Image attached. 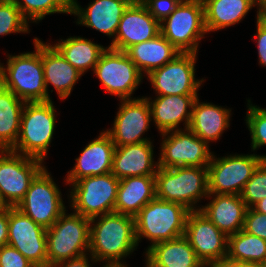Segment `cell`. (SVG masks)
<instances>
[{
	"label": "cell",
	"mask_w": 266,
	"mask_h": 267,
	"mask_svg": "<svg viewBox=\"0 0 266 267\" xmlns=\"http://www.w3.org/2000/svg\"><path fill=\"white\" fill-rule=\"evenodd\" d=\"M137 246L134 217L112 212L90 219L89 255L93 263L105 261L104 265L109 266L127 265L122 263V258Z\"/></svg>",
	"instance_id": "obj_1"
},
{
	"label": "cell",
	"mask_w": 266,
	"mask_h": 267,
	"mask_svg": "<svg viewBox=\"0 0 266 267\" xmlns=\"http://www.w3.org/2000/svg\"><path fill=\"white\" fill-rule=\"evenodd\" d=\"M35 51L8 55L0 63V84L24 102L48 101L41 58V40L34 38Z\"/></svg>",
	"instance_id": "obj_2"
},
{
	"label": "cell",
	"mask_w": 266,
	"mask_h": 267,
	"mask_svg": "<svg viewBox=\"0 0 266 267\" xmlns=\"http://www.w3.org/2000/svg\"><path fill=\"white\" fill-rule=\"evenodd\" d=\"M189 212L182 204L155 197L134 217L137 244L142 237L150 240L148 250L156 243L184 236Z\"/></svg>",
	"instance_id": "obj_3"
},
{
	"label": "cell",
	"mask_w": 266,
	"mask_h": 267,
	"mask_svg": "<svg viewBox=\"0 0 266 267\" xmlns=\"http://www.w3.org/2000/svg\"><path fill=\"white\" fill-rule=\"evenodd\" d=\"M156 197L182 204L190 211L202 198L208 197V166L159 167L155 175Z\"/></svg>",
	"instance_id": "obj_4"
},
{
	"label": "cell",
	"mask_w": 266,
	"mask_h": 267,
	"mask_svg": "<svg viewBox=\"0 0 266 267\" xmlns=\"http://www.w3.org/2000/svg\"><path fill=\"white\" fill-rule=\"evenodd\" d=\"M55 113L52 100L25 102L19 137L11 150L44 161L55 131Z\"/></svg>",
	"instance_id": "obj_5"
},
{
	"label": "cell",
	"mask_w": 266,
	"mask_h": 267,
	"mask_svg": "<svg viewBox=\"0 0 266 267\" xmlns=\"http://www.w3.org/2000/svg\"><path fill=\"white\" fill-rule=\"evenodd\" d=\"M48 267L89 254L90 219L75 212L66 214L46 230Z\"/></svg>",
	"instance_id": "obj_6"
},
{
	"label": "cell",
	"mask_w": 266,
	"mask_h": 267,
	"mask_svg": "<svg viewBox=\"0 0 266 267\" xmlns=\"http://www.w3.org/2000/svg\"><path fill=\"white\" fill-rule=\"evenodd\" d=\"M160 33L180 53H198L199 42L207 33L202 0H182L160 22Z\"/></svg>",
	"instance_id": "obj_7"
},
{
	"label": "cell",
	"mask_w": 266,
	"mask_h": 267,
	"mask_svg": "<svg viewBox=\"0 0 266 267\" xmlns=\"http://www.w3.org/2000/svg\"><path fill=\"white\" fill-rule=\"evenodd\" d=\"M119 179L110 173L88 176L72 183L71 208L86 218L114 212Z\"/></svg>",
	"instance_id": "obj_8"
},
{
	"label": "cell",
	"mask_w": 266,
	"mask_h": 267,
	"mask_svg": "<svg viewBox=\"0 0 266 267\" xmlns=\"http://www.w3.org/2000/svg\"><path fill=\"white\" fill-rule=\"evenodd\" d=\"M266 155L245 154L216 158L212 154L208 165V194L240 195L244 185Z\"/></svg>",
	"instance_id": "obj_9"
},
{
	"label": "cell",
	"mask_w": 266,
	"mask_h": 267,
	"mask_svg": "<svg viewBox=\"0 0 266 267\" xmlns=\"http://www.w3.org/2000/svg\"><path fill=\"white\" fill-rule=\"evenodd\" d=\"M61 196L60 189L44 167L32 180L24 199L16 208L47 229L66 211Z\"/></svg>",
	"instance_id": "obj_10"
},
{
	"label": "cell",
	"mask_w": 266,
	"mask_h": 267,
	"mask_svg": "<svg viewBox=\"0 0 266 267\" xmlns=\"http://www.w3.org/2000/svg\"><path fill=\"white\" fill-rule=\"evenodd\" d=\"M94 73L110 95L120 100L132 99L143 75L125 51L107 47L101 54Z\"/></svg>",
	"instance_id": "obj_11"
},
{
	"label": "cell",
	"mask_w": 266,
	"mask_h": 267,
	"mask_svg": "<svg viewBox=\"0 0 266 267\" xmlns=\"http://www.w3.org/2000/svg\"><path fill=\"white\" fill-rule=\"evenodd\" d=\"M42 163L12 150H0V193L9 207L24 199L32 180L45 167Z\"/></svg>",
	"instance_id": "obj_12"
},
{
	"label": "cell",
	"mask_w": 266,
	"mask_h": 267,
	"mask_svg": "<svg viewBox=\"0 0 266 267\" xmlns=\"http://www.w3.org/2000/svg\"><path fill=\"white\" fill-rule=\"evenodd\" d=\"M161 135L163 140L158 158L159 167H204L209 165L213 154L210 152L209 145L191 130L180 128L161 133Z\"/></svg>",
	"instance_id": "obj_13"
},
{
	"label": "cell",
	"mask_w": 266,
	"mask_h": 267,
	"mask_svg": "<svg viewBox=\"0 0 266 267\" xmlns=\"http://www.w3.org/2000/svg\"><path fill=\"white\" fill-rule=\"evenodd\" d=\"M197 53H180L147 75L157 96L198 95L204 79H195Z\"/></svg>",
	"instance_id": "obj_14"
},
{
	"label": "cell",
	"mask_w": 266,
	"mask_h": 267,
	"mask_svg": "<svg viewBox=\"0 0 266 267\" xmlns=\"http://www.w3.org/2000/svg\"><path fill=\"white\" fill-rule=\"evenodd\" d=\"M46 228L16 207L8 209V243L36 267H48Z\"/></svg>",
	"instance_id": "obj_15"
},
{
	"label": "cell",
	"mask_w": 266,
	"mask_h": 267,
	"mask_svg": "<svg viewBox=\"0 0 266 267\" xmlns=\"http://www.w3.org/2000/svg\"><path fill=\"white\" fill-rule=\"evenodd\" d=\"M120 101L121 105L114 119L113 127L106 130L115 146L150 141L149 138L143 137V133L148 131L150 121H152L147 97Z\"/></svg>",
	"instance_id": "obj_16"
},
{
	"label": "cell",
	"mask_w": 266,
	"mask_h": 267,
	"mask_svg": "<svg viewBox=\"0 0 266 267\" xmlns=\"http://www.w3.org/2000/svg\"><path fill=\"white\" fill-rule=\"evenodd\" d=\"M184 236L203 264L227 257L228 237L200 210L189 212Z\"/></svg>",
	"instance_id": "obj_17"
},
{
	"label": "cell",
	"mask_w": 266,
	"mask_h": 267,
	"mask_svg": "<svg viewBox=\"0 0 266 267\" xmlns=\"http://www.w3.org/2000/svg\"><path fill=\"white\" fill-rule=\"evenodd\" d=\"M160 34V22L143 3H131L125 10L110 48L127 51L131 46Z\"/></svg>",
	"instance_id": "obj_18"
},
{
	"label": "cell",
	"mask_w": 266,
	"mask_h": 267,
	"mask_svg": "<svg viewBox=\"0 0 266 267\" xmlns=\"http://www.w3.org/2000/svg\"><path fill=\"white\" fill-rule=\"evenodd\" d=\"M131 3L130 0H93L84 9L74 0L71 3V15L78 17L77 24L91 27L115 39L120 19Z\"/></svg>",
	"instance_id": "obj_19"
},
{
	"label": "cell",
	"mask_w": 266,
	"mask_h": 267,
	"mask_svg": "<svg viewBox=\"0 0 266 267\" xmlns=\"http://www.w3.org/2000/svg\"><path fill=\"white\" fill-rule=\"evenodd\" d=\"M115 144L106 131L88 145L85 146L78 158L74 168L67 172V183L88 177L110 173L112 170L113 154Z\"/></svg>",
	"instance_id": "obj_20"
},
{
	"label": "cell",
	"mask_w": 266,
	"mask_h": 267,
	"mask_svg": "<svg viewBox=\"0 0 266 267\" xmlns=\"http://www.w3.org/2000/svg\"><path fill=\"white\" fill-rule=\"evenodd\" d=\"M152 146V141L115 146L111 173L119 180L133 176H155L159 163H154Z\"/></svg>",
	"instance_id": "obj_21"
},
{
	"label": "cell",
	"mask_w": 266,
	"mask_h": 267,
	"mask_svg": "<svg viewBox=\"0 0 266 267\" xmlns=\"http://www.w3.org/2000/svg\"><path fill=\"white\" fill-rule=\"evenodd\" d=\"M209 197L214 198L199 210L227 237L241 231L248 207L240 195L208 194Z\"/></svg>",
	"instance_id": "obj_22"
},
{
	"label": "cell",
	"mask_w": 266,
	"mask_h": 267,
	"mask_svg": "<svg viewBox=\"0 0 266 267\" xmlns=\"http://www.w3.org/2000/svg\"><path fill=\"white\" fill-rule=\"evenodd\" d=\"M197 97L198 95H165L153 100L148 97L152 119L158 131L164 133L179 130L181 121H185L184 129H188L193 103Z\"/></svg>",
	"instance_id": "obj_23"
},
{
	"label": "cell",
	"mask_w": 266,
	"mask_h": 267,
	"mask_svg": "<svg viewBox=\"0 0 266 267\" xmlns=\"http://www.w3.org/2000/svg\"><path fill=\"white\" fill-rule=\"evenodd\" d=\"M41 58L48 101L51 100L48 92L49 83L54 86L60 99L65 100L70 96L73 86L81 78L82 74L53 45L43 43L42 40Z\"/></svg>",
	"instance_id": "obj_24"
},
{
	"label": "cell",
	"mask_w": 266,
	"mask_h": 267,
	"mask_svg": "<svg viewBox=\"0 0 266 267\" xmlns=\"http://www.w3.org/2000/svg\"><path fill=\"white\" fill-rule=\"evenodd\" d=\"M155 197V176L123 178L119 180L114 212L135 217Z\"/></svg>",
	"instance_id": "obj_25"
},
{
	"label": "cell",
	"mask_w": 266,
	"mask_h": 267,
	"mask_svg": "<svg viewBox=\"0 0 266 267\" xmlns=\"http://www.w3.org/2000/svg\"><path fill=\"white\" fill-rule=\"evenodd\" d=\"M145 253L150 267H204L185 236L156 243Z\"/></svg>",
	"instance_id": "obj_26"
},
{
	"label": "cell",
	"mask_w": 266,
	"mask_h": 267,
	"mask_svg": "<svg viewBox=\"0 0 266 267\" xmlns=\"http://www.w3.org/2000/svg\"><path fill=\"white\" fill-rule=\"evenodd\" d=\"M230 112V109L222 106L199 102L197 97L193 103L188 129L207 144L210 141H217L223 131L230 126Z\"/></svg>",
	"instance_id": "obj_27"
},
{
	"label": "cell",
	"mask_w": 266,
	"mask_h": 267,
	"mask_svg": "<svg viewBox=\"0 0 266 267\" xmlns=\"http://www.w3.org/2000/svg\"><path fill=\"white\" fill-rule=\"evenodd\" d=\"M126 53L142 75L161 68L180 54L161 33L151 40L131 46Z\"/></svg>",
	"instance_id": "obj_28"
},
{
	"label": "cell",
	"mask_w": 266,
	"mask_h": 267,
	"mask_svg": "<svg viewBox=\"0 0 266 267\" xmlns=\"http://www.w3.org/2000/svg\"><path fill=\"white\" fill-rule=\"evenodd\" d=\"M206 31L213 32L239 23L255 7L254 0H202Z\"/></svg>",
	"instance_id": "obj_29"
},
{
	"label": "cell",
	"mask_w": 266,
	"mask_h": 267,
	"mask_svg": "<svg viewBox=\"0 0 266 267\" xmlns=\"http://www.w3.org/2000/svg\"><path fill=\"white\" fill-rule=\"evenodd\" d=\"M25 102L0 84V150H11L20 133Z\"/></svg>",
	"instance_id": "obj_30"
},
{
	"label": "cell",
	"mask_w": 266,
	"mask_h": 267,
	"mask_svg": "<svg viewBox=\"0 0 266 267\" xmlns=\"http://www.w3.org/2000/svg\"><path fill=\"white\" fill-rule=\"evenodd\" d=\"M53 46L82 75L89 68L94 70L102 52L107 48L79 36L61 39Z\"/></svg>",
	"instance_id": "obj_31"
},
{
	"label": "cell",
	"mask_w": 266,
	"mask_h": 267,
	"mask_svg": "<svg viewBox=\"0 0 266 267\" xmlns=\"http://www.w3.org/2000/svg\"><path fill=\"white\" fill-rule=\"evenodd\" d=\"M227 257L235 261L266 266V240L242 229L228 236Z\"/></svg>",
	"instance_id": "obj_32"
},
{
	"label": "cell",
	"mask_w": 266,
	"mask_h": 267,
	"mask_svg": "<svg viewBox=\"0 0 266 267\" xmlns=\"http://www.w3.org/2000/svg\"><path fill=\"white\" fill-rule=\"evenodd\" d=\"M16 6L27 21L38 22L46 15L66 13L71 15L69 0H14Z\"/></svg>",
	"instance_id": "obj_33"
},
{
	"label": "cell",
	"mask_w": 266,
	"mask_h": 267,
	"mask_svg": "<svg viewBox=\"0 0 266 267\" xmlns=\"http://www.w3.org/2000/svg\"><path fill=\"white\" fill-rule=\"evenodd\" d=\"M28 23L14 2H0V36L28 33Z\"/></svg>",
	"instance_id": "obj_34"
},
{
	"label": "cell",
	"mask_w": 266,
	"mask_h": 267,
	"mask_svg": "<svg viewBox=\"0 0 266 267\" xmlns=\"http://www.w3.org/2000/svg\"><path fill=\"white\" fill-rule=\"evenodd\" d=\"M248 100V112L246 114V124L251 135V149L257 150L266 145V108L250 104Z\"/></svg>",
	"instance_id": "obj_35"
},
{
	"label": "cell",
	"mask_w": 266,
	"mask_h": 267,
	"mask_svg": "<svg viewBox=\"0 0 266 267\" xmlns=\"http://www.w3.org/2000/svg\"><path fill=\"white\" fill-rule=\"evenodd\" d=\"M240 197L248 208L266 197V160L257 167L244 185Z\"/></svg>",
	"instance_id": "obj_36"
},
{
	"label": "cell",
	"mask_w": 266,
	"mask_h": 267,
	"mask_svg": "<svg viewBox=\"0 0 266 267\" xmlns=\"http://www.w3.org/2000/svg\"><path fill=\"white\" fill-rule=\"evenodd\" d=\"M243 230L251 235L266 240V214L248 208L244 220Z\"/></svg>",
	"instance_id": "obj_37"
},
{
	"label": "cell",
	"mask_w": 266,
	"mask_h": 267,
	"mask_svg": "<svg viewBox=\"0 0 266 267\" xmlns=\"http://www.w3.org/2000/svg\"><path fill=\"white\" fill-rule=\"evenodd\" d=\"M0 267H36L17 249L5 245L0 248Z\"/></svg>",
	"instance_id": "obj_38"
},
{
	"label": "cell",
	"mask_w": 266,
	"mask_h": 267,
	"mask_svg": "<svg viewBox=\"0 0 266 267\" xmlns=\"http://www.w3.org/2000/svg\"><path fill=\"white\" fill-rule=\"evenodd\" d=\"M182 0H146L143 4L159 22L168 17Z\"/></svg>",
	"instance_id": "obj_39"
},
{
	"label": "cell",
	"mask_w": 266,
	"mask_h": 267,
	"mask_svg": "<svg viewBox=\"0 0 266 267\" xmlns=\"http://www.w3.org/2000/svg\"><path fill=\"white\" fill-rule=\"evenodd\" d=\"M257 33L254 39L257 41L259 64L266 66V16L257 15Z\"/></svg>",
	"instance_id": "obj_40"
},
{
	"label": "cell",
	"mask_w": 266,
	"mask_h": 267,
	"mask_svg": "<svg viewBox=\"0 0 266 267\" xmlns=\"http://www.w3.org/2000/svg\"><path fill=\"white\" fill-rule=\"evenodd\" d=\"M204 267H259V266L251 263L235 261L229 259L228 257H224L204 263Z\"/></svg>",
	"instance_id": "obj_41"
},
{
	"label": "cell",
	"mask_w": 266,
	"mask_h": 267,
	"mask_svg": "<svg viewBox=\"0 0 266 267\" xmlns=\"http://www.w3.org/2000/svg\"><path fill=\"white\" fill-rule=\"evenodd\" d=\"M8 243V209L0 211V248Z\"/></svg>",
	"instance_id": "obj_42"
},
{
	"label": "cell",
	"mask_w": 266,
	"mask_h": 267,
	"mask_svg": "<svg viewBox=\"0 0 266 267\" xmlns=\"http://www.w3.org/2000/svg\"><path fill=\"white\" fill-rule=\"evenodd\" d=\"M88 254H85L83 256L69 259L66 261H63L61 263H58L52 267H91L90 262L88 261Z\"/></svg>",
	"instance_id": "obj_43"
},
{
	"label": "cell",
	"mask_w": 266,
	"mask_h": 267,
	"mask_svg": "<svg viewBox=\"0 0 266 267\" xmlns=\"http://www.w3.org/2000/svg\"><path fill=\"white\" fill-rule=\"evenodd\" d=\"M254 2L258 7L257 15L266 16V0H254Z\"/></svg>",
	"instance_id": "obj_44"
},
{
	"label": "cell",
	"mask_w": 266,
	"mask_h": 267,
	"mask_svg": "<svg viewBox=\"0 0 266 267\" xmlns=\"http://www.w3.org/2000/svg\"><path fill=\"white\" fill-rule=\"evenodd\" d=\"M253 210L266 214V197L251 207Z\"/></svg>",
	"instance_id": "obj_45"
},
{
	"label": "cell",
	"mask_w": 266,
	"mask_h": 267,
	"mask_svg": "<svg viewBox=\"0 0 266 267\" xmlns=\"http://www.w3.org/2000/svg\"><path fill=\"white\" fill-rule=\"evenodd\" d=\"M10 207L7 205V203L4 201L1 193H0V211H4L9 209Z\"/></svg>",
	"instance_id": "obj_46"
},
{
	"label": "cell",
	"mask_w": 266,
	"mask_h": 267,
	"mask_svg": "<svg viewBox=\"0 0 266 267\" xmlns=\"http://www.w3.org/2000/svg\"><path fill=\"white\" fill-rule=\"evenodd\" d=\"M132 3H144L146 0H130Z\"/></svg>",
	"instance_id": "obj_47"
},
{
	"label": "cell",
	"mask_w": 266,
	"mask_h": 267,
	"mask_svg": "<svg viewBox=\"0 0 266 267\" xmlns=\"http://www.w3.org/2000/svg\"><path fill=\"white\" fill-rule=\"evenodd\" d=\"M14 0H0V2H13Z\"/></svg>",
	"instance_id": "obj_48"
},
{
	"label": "cell",
	"mask_w": 266,
	"mask_h": 267,
	"mask_svg": "<svg viewBox=\"0 0 266 267\" xmlns=\"http://www.w3.org/2000/svg\"><path fill=\"white\" fill-rule=\"evenodd\" d=\"M102 267H122V266H109V265H103Z\"/></svg>",
	"instance_id": "obj_49"
},
{
	"label": "cell",
	"mask_w": 266,
	"mask_h": 267,
	"mask_svg": "<svg viewBox=\"0 0 266 267\" xmlns=\"http://www.w3.org/2000/svg\"><path fill=\"white\" fill-rule=\"evenodd\" d=\"M122 267H127V265H123ZM146 267H150V266L146 263Z\"/></svg>",
	"instance_id": "obj_50"
}]
</instances>
